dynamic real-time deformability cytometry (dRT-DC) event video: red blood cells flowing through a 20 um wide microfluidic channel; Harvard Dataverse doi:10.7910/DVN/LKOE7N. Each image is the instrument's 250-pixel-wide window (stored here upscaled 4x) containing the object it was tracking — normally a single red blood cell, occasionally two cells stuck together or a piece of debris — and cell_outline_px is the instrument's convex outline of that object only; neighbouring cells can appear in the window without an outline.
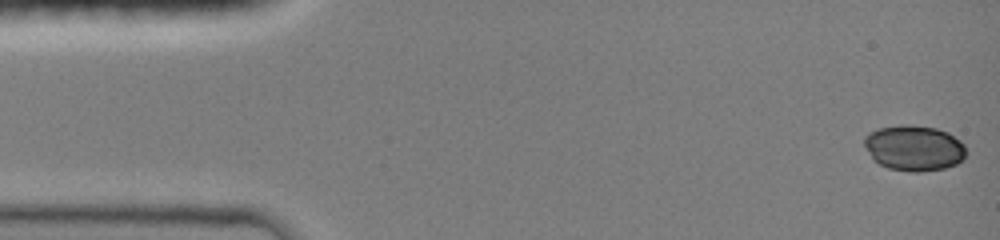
{"species": "common noctule bat (a hibernating species)", "species_latin": "Nyctalus noctula", "temperature_condition": "room temperature", "stored_images_in_passage": 69, "camera_frame_rate_fps": 3000, "um_per_image_px": 0.085, "animal": {"sex": "female", "body_mass_g": 19.0, "forearm_length_mm": 51.5}, "frame": {"image": 1, "passage_image": 1, "time_ms": 0.0, "image_size_px": [1000, 240], "cell_outline_px": [[964, 156], [956, 164], [944, 168], [916, 172], [912, 172], [888, 168], [880, 164], [872, 156], [864, 144], [864, 136], [868, 132], [876, 128], [900, 124], [908, 124], [936, 128], [948, 132], [960, 140], [964, 144]], "centroid_in_image_um": [77.67, 12.55], "position_along_channel_um": 7.3, "area_um2": 26.93}}
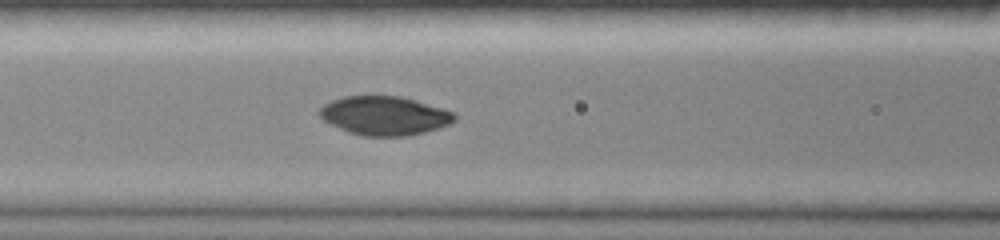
{"frame": {"image": 2, "passage_image": 26, "time_ms": 6.0, "image_size_px": [1000, 240], "cell_outline_px": [[456, 120], [448, 124], [424, 132], [408, 136], [364, 136], [348, 132], [324, 120], [320, 116], [320, 108], [324, 104], [332, 100], [344, 96], [400, 96], [416, 100], [452, 112], [456, 116]], "centroid_in_image_um": [32.67, 9.83], "position_along_channel_um": 133.9, "area_um2": 30.23}}
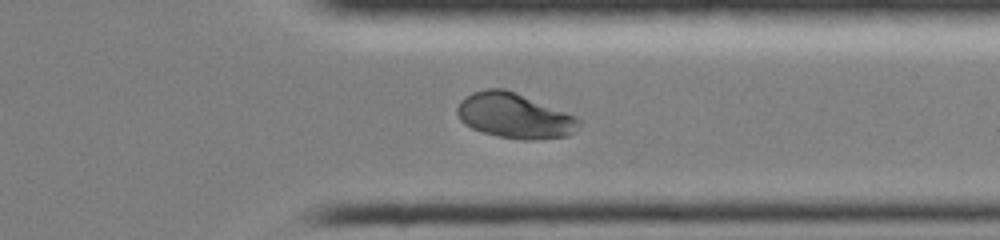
{"frame": {"image": 3, "passage_image": 52, "time_ms": 11.667, "image_size_px": [1000, 240], "cell_outline_px": [[580, 124], [568, 136], [536, 140], [524, 140], [500, 136], [484, 132], [472, 128], [464, 124], [460, 120], [456, 112], [456, 108], [460, 100], [472, 92], [488, 88], [504, 88], [576, 116], [580, 120]], "centroid_in_image_um": [43.7, 9.84], "position_along_channel_um": 367.7, "area_um2": 31.79}}